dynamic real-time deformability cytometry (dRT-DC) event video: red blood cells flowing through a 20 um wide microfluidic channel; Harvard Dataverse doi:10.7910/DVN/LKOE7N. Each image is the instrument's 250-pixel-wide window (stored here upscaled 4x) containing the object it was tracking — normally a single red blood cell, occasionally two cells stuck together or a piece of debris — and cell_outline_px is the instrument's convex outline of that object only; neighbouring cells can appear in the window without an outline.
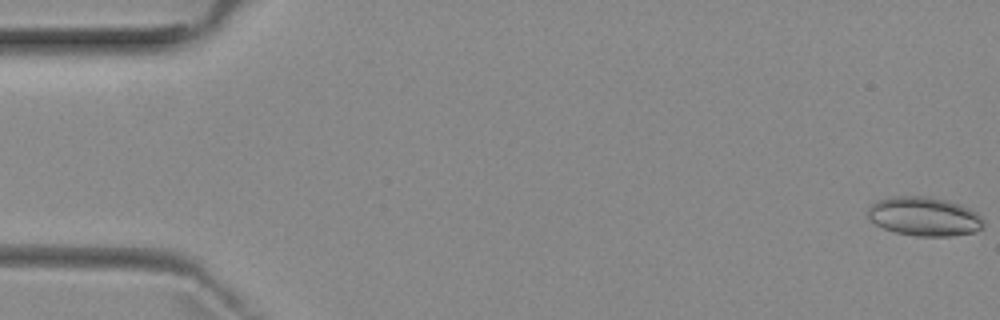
{"species": "common noctule bat (a hibernating species)", "species_latin": "Nyctalus noctula", "temperature_condition": "room temperature", "stored_images_in_passage": 6, "camera_frame_rate_fps": 3000, "um_per_image_px": 0.085, "animal": {"sex": "female", "body_mass_g": 29.2, "forearm_length_mm": 56.3}, "frame": {"image": 1, "passage_image": 1, "time_ms": 0.0, "image_size_px": [1000, 320], "cell_outline_px": [[984, 228], [976, 232], [952, 236], [916, 236], [896, 232], [884, 228], [876, 224], [868, 216], [868, 208], [872, 204], [880, 200], [896, 196], [924, 196], [944, 200], [960, 204], [976, 212], [984, 220]], "centroid_in_image_um": [78.61, 18.41], "position_along_channel_um": 6.4, "area_um2": 26.13}}